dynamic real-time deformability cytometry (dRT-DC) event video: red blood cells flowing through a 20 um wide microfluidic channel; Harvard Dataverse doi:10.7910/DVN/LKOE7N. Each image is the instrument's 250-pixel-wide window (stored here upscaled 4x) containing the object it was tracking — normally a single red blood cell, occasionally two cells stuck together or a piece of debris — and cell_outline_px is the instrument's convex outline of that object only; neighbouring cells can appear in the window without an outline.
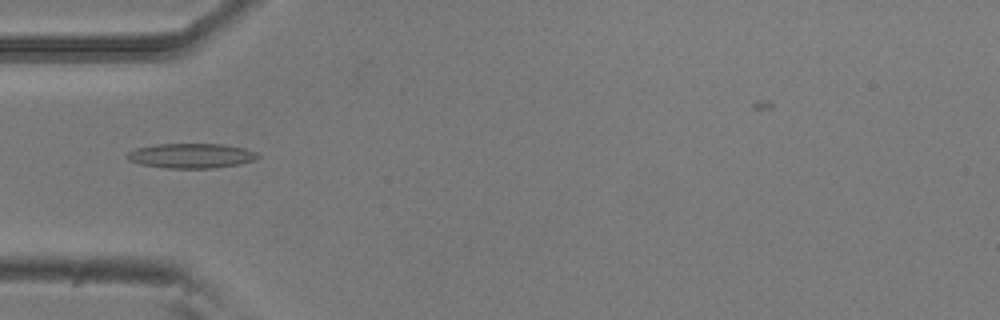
{"species": "common noctule bat (a hibernating species)", "species_latin": "Nyctalus noctula", "temperature_condition": "room temperature", "stored_images_in_passage": 53, "camera_frame_rate_fps": 3000, "um_per_image_px": 0.085, "animal": {"sex": "male", "body_mass_g": 20.5, "forearm_length_mm": 52.5}, "frame": {"image": 1, "passage_image": 16, "time_ms": 5.0, "image_size_px": [1000, 320], "cell_outline_px": [[260, 156], [256, 160], [240, 164], [212, 168], [168, 168], [140, 164], [128, 160], [128, 152], [136, 148], [156, 144], [224, 144], [244, 148], [256, 152]], "centroid_in_image_um": [16.28, 13.23], "position_along_channel_um": 68.7, "area_um2": 18.84}}
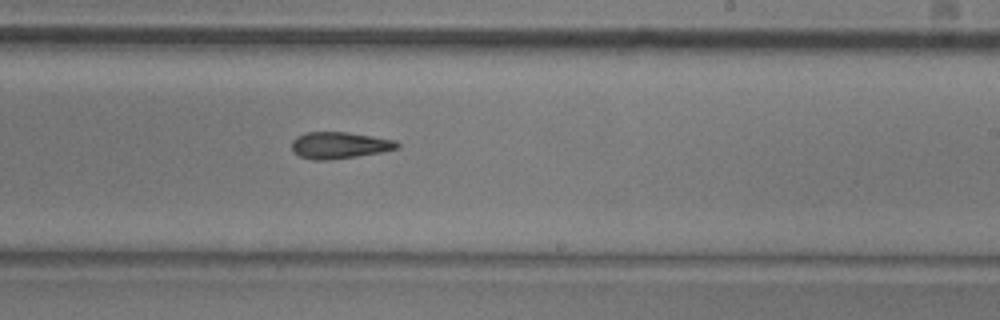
{"frame": {"image": 2, "passage_image": 31, "time_ms": 10.0, "image_size_px": [1000, 320], "cell_outline_px": [[400, 148], [380, 152], [356, 156], [328, 160], [312, 160], [300, 156], [292, 152], [292, 140], [296, 136], [308, 132], [348, 132], [396, 140], [400, 144]], "centroid_in_image_um": [28.84, 12.34], "position_along_channel_um": 260.2, "area_um2": 16.42}}
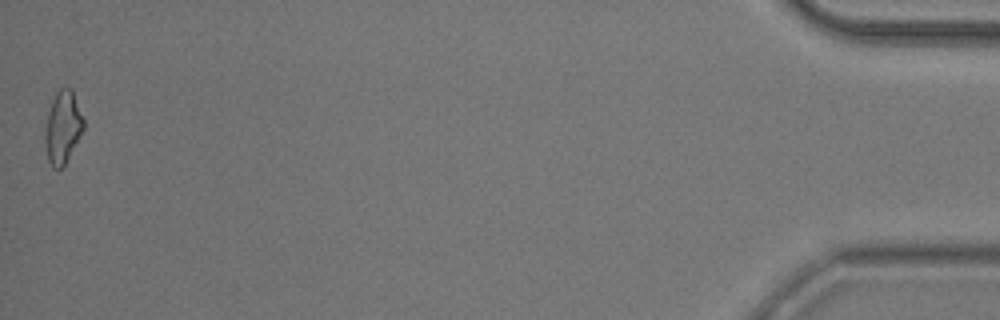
{"frame": {"image": 3, "passage_image": 52, "time_ms": 17.0, "image_size_px": [1000, 320], "cell_outline_px": [[84, 128], [64, 164], [60, 168], [52, 168], [48, 160], [44, 140], [44, 132], [48, 112], [52, 100], [56, 92], [60, 88], [72, 88], [84, 120]], "centroid_in_image_um": [5.32, 10.79], "position_along_channel_um": 429.9, "area_um2": 16.07}}